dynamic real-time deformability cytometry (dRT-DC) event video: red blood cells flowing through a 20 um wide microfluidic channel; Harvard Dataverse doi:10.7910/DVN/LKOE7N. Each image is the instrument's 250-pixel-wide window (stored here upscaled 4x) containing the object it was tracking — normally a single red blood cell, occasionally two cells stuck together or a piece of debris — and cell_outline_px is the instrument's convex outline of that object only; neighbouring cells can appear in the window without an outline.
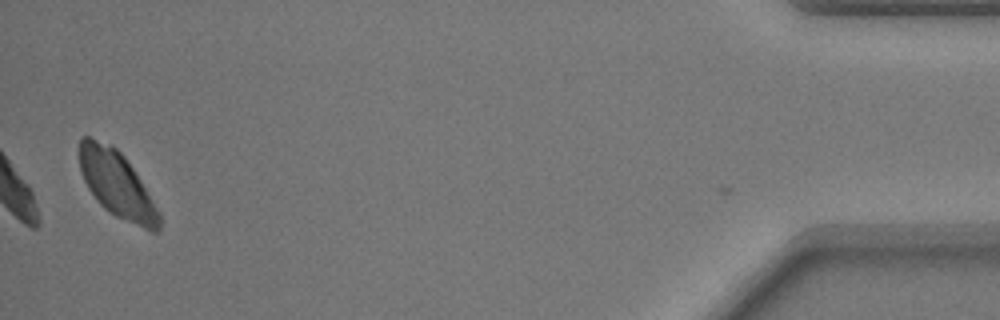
{"species": "common noctule bat (a hibernating species)", "species_latin": "Nyctalus noctula", "temperature_condition": "warm", "stored_images_in_passage": 36, "camera_frame_rate_fps": 3000, "um_per_image_px": 0.085, "animal": {"sex": "male", "body_mass_g": 17.9}, "frame": {"image": 1, "passage_image": 36, "time_ms": 11.667, "image_size_px": [1000, 320], "cell_outline_px": [[160, 232], [152, 232], [116, 216], [108, 212], [96, 200], [88, 188], [80, 172], [80, 136], [88, 136], [112, 144], [124, 156], [140, 180], [160, 212]], "centroid_in_image_um": [9.92, 15.67], "position_along_channel_um": 425.3, "area_um2": 30.63}}